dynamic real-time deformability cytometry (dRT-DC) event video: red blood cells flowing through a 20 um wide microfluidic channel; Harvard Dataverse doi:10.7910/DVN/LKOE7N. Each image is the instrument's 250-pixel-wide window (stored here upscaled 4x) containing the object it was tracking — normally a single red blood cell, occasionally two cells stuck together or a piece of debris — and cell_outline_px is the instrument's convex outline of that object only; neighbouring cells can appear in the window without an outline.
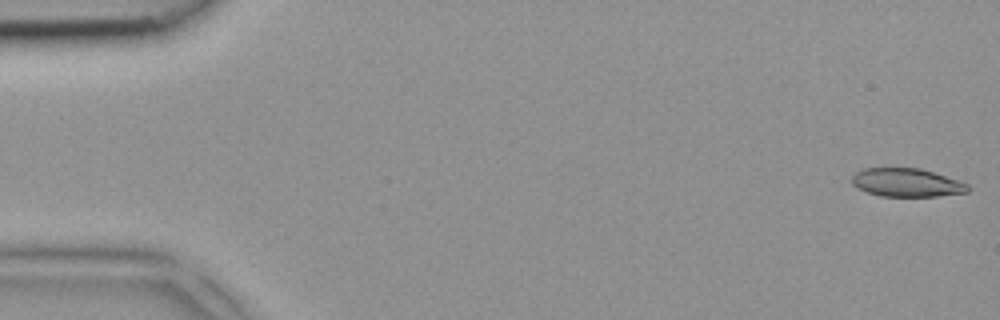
{"species": "common noctule bat (a hibernating species)", "species_latin": "Nyctalus noctula", "temperature_condition": "room temperature", "stored_images_in_passage": 3, "camera_frame_rate_fps": 3000, "um_per_image_px": 0.085, "animal": {"sex": "female", "body_mass_g": 18.4}, "frame": {"image": 1, "passage_image": 1, "time_ms": 0.0, "image_size_px": [1000, 320], "cell_outline_px": [[968, 192], [936, 196], [880, 196], [856, 188], [852, 184], [852, 176], [856, 172], [864, 168], [920, 168], [968, 184]], "centroid_in_image_um": [77.02, 15.52], "position_along_channel_um": 8.0, "area_um2": 18.96}}